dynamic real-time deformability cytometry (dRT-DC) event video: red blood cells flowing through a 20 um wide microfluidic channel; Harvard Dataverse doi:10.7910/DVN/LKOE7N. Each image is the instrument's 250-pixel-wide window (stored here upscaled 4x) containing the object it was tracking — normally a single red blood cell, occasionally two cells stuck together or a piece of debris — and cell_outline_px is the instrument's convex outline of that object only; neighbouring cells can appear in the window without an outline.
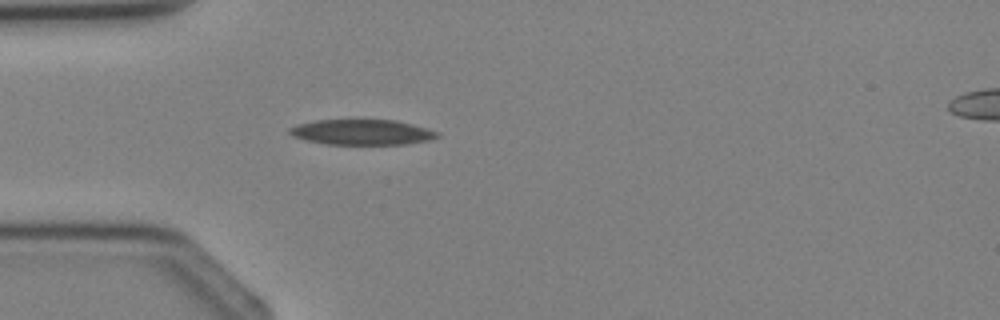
{"species": "Egyptian fruit bat (a non-hibernating species)", "species_latin": "Rousettus aegyptiacus", "temperature_condition": "cold", "stored_images_in_passage": 3, "segment_of_instrument_passage": [1, 2], "camera_frame_rate_fps": 3000, "um_per_image_px": 0.085, "animal": {"sex": "female"}, "frame": {"image": 1, "passage_image": 2, "time_ms": 1.0, "image_size_px": [1000, 320], "cell_outline_px": [[440, 136], [432, 140], [408, 144], [324, 144], [304, 140], [292, 136], [288, 132], [288, 128], [300, 124], [316, 120], [396, 120], [412, 124], [440, 132]], "centroid_in_image_um": [30.79, 11.24], "position_along_channel_um": 54.2, "area_um2": 21.96}}